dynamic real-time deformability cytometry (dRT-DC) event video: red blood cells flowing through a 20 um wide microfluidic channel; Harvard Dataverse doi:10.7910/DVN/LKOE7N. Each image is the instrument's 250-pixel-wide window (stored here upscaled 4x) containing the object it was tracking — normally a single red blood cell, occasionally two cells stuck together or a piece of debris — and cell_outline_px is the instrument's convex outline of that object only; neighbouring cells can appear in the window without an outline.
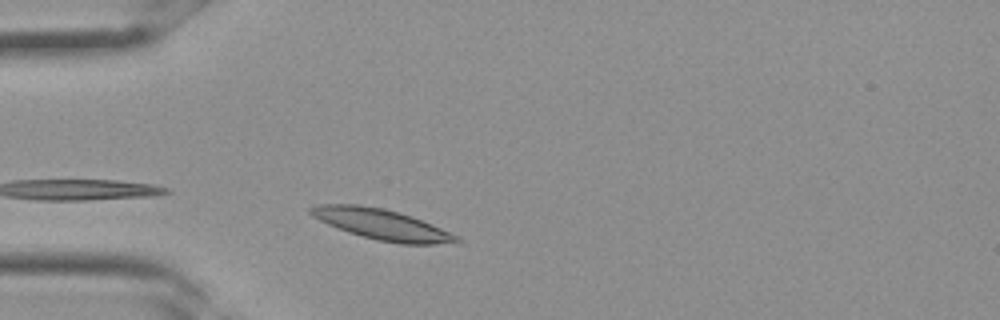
{"species": "Egyptian fruit bat (a non-hibernating species)", "species_latin": "Rousettus aegyptiacus", "temperature_condition": "room temperature", "stored_images_in_passage": 23, "camera_frame_rate_fps": 3000, "um_per_image_px": 0.085, "frame": {"image": 1, "passage_image": 1, "time_ms": 0.0, "image_size_px": [1000, 320], "cell_outline_px": [[460, 240], [456, 244], [400, 244], [376, 240], [348, 232], [328, 224], [312, 216], [308, 212], [308, 208], [320, 204], [360, 204], [384, 208], [400, 212], [412, 216], [432, 224], [460, 236]], "centroid_in_image_um": [32.49, 19.08], "position_along_channel_um": 52.5, "area_um2": 26.3}}